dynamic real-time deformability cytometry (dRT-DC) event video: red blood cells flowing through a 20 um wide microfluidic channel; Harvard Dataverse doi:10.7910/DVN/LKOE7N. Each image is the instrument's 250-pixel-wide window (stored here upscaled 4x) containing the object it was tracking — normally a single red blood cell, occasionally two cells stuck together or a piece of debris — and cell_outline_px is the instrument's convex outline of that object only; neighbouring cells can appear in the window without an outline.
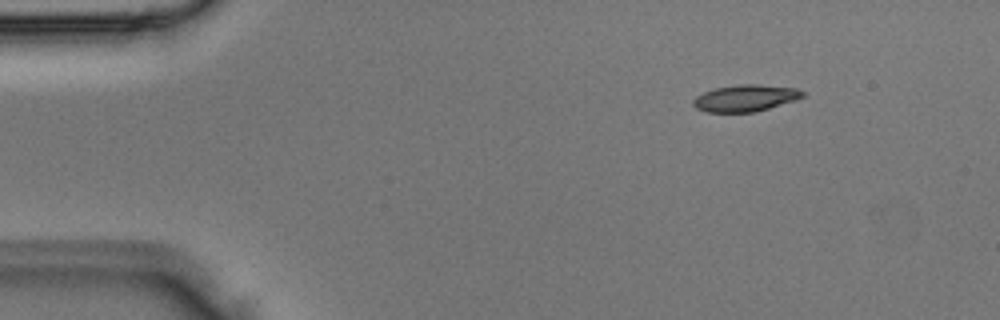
{"species": "Egyptian fruit bat (a non-hibernating species)", "species_latin": "Rousettus aegyptiacus", "temperature_condition": "room temperature", "stored_images_in_passage": 3, "camera_frame_rate_fps": 3000, "um_per_image_px": 0.085, "animal": {"sex": "male"}, "frame": {"image": 1, "passage_image": 1, "time_ms": 0.0, "image_size_px": [1000, 320], "cell_outline_px": [[804, 96], [796, 100], [756, 112], [708, 112], [696, 108], [692, 104], [692, 100], [696, 96], [704, 92], [716, 88], [740, 84], [756, 84], [796, 88], [804, 92]], "centroid_in_image_um": [63.36, 8.34], "position_along_channel_um": 21.6, "area_um2": 16.99}}